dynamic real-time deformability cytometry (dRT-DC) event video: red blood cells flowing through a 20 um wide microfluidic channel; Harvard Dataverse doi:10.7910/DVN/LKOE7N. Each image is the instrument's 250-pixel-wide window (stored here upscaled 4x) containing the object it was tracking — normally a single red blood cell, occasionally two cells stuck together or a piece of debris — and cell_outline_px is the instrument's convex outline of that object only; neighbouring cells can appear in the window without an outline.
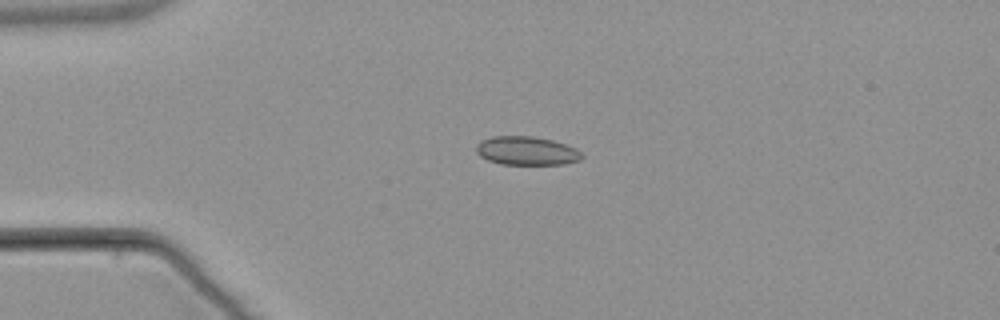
{"species": "common noctule bat (a hibernating species)", "species_latin": "Nyctalus noctula", "temperature_condition": "warm", "stored_images_in_passage": 54, "camera_frame_rate_fps": 3000, "um_per_image_px": 0.085, "animal": {"sex": "male", "body_mass_g": 21.5, "forearm_length_mm": 52.0}, "frame": {"image": 1, "passage_image": 13, "time_ms": 4.0, "image_size_px": [1000, 320], "cell_outline_px": [[584, 156], [580, 160], [564, 164], [500, 164], [488, 160], [480, 156], [476, 152], [476, 144], [480, 140], [492, 136], [532, 136], [552, 140], [576, 148]], "centroid_in_image_um": [44.74, 12.81], "position_along_channel_um": 40.3, "area_um2": 17.69}}
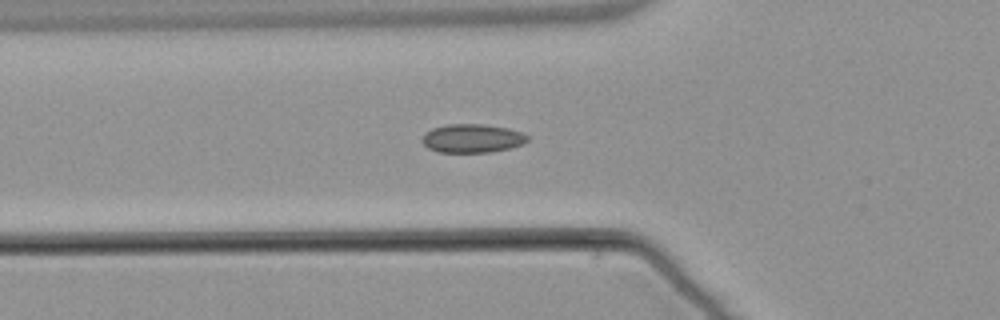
{"frame": {"image": 2, "passage_image": 19, "time_ms": 6.0, "image_size_px": [1000, 320], "cell_outline_px": [[528, 140], [524, 144], [492, 152], [436, 152], [428, 148], [424, 144], [424, 132], [432, 128], [448, 124], [484, 124], [508, 128], [524, 132], [528, 136]], "centroid_in_image_um": [40.17, 11.75], "position_along_channel_um": 85.6, "area_um2": 17.63}}
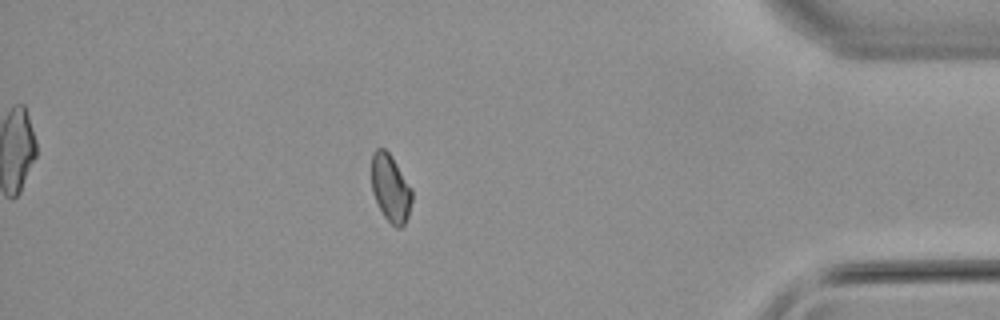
{"frame": {"image": 3, "passage_image": 47, "time_ms": 15.333, "image_size_px": [1000, 320], "cell_outline_px": [[412, 200], [408, 216], [404, 224], [400, 228], [396, 228], [384, 216], [372, 192], [372, 152], [376, 148], [384, 148], [392, 156], [412, 188]], "centroid_in_image_um": [33.2, 15.98], "position_along_channel_um": 402.0, "area_um2": 15.9}, "authors_computed_cell_mechanics": {"area_um2": 16.8487, "velocity_mm_per_s": 3.8186, "shape_relaxation_time_tau1_ms": null, "shape_relaxation_time_tau2_ms": 5.9409, "deformation_change_tau1": null, "deformation_change_tau2": 0.093}}